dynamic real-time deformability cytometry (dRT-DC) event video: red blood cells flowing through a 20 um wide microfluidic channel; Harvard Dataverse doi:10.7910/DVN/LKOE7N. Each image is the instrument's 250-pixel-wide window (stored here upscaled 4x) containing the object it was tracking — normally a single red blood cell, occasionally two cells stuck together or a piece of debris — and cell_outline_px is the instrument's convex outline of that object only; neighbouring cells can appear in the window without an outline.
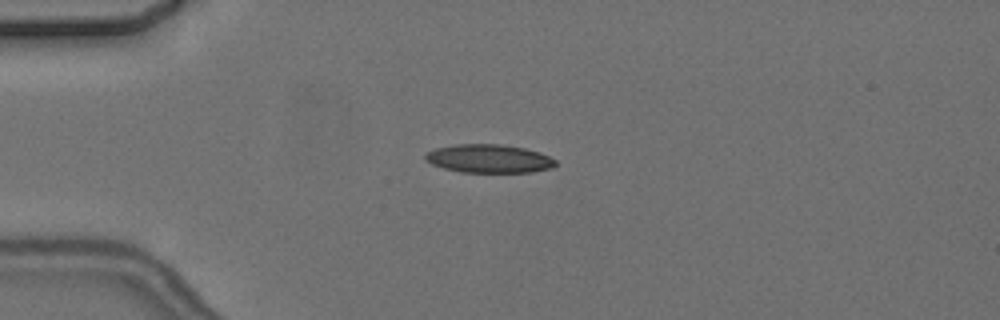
{"species": "common noctule bat (a hibernating species)", "species_latin": "Nyctalus noctula", "temperature_condition": "cold", "stored_images_in_passage": 2, "camera_frame_rate_fps": 3000, "um_per_image_px": 0.085, "animal": {"sex": "female", "body_mass_g": 24.6, "forearm_length_mm": 56.2}, "frame": {"image": 1, "passage_image": 2, "time_ms": 1.333, "image_size_px": [1000, 320], "cell_outline_px": [[556, 164], [552, 168], [532, 172], [460, 172], [444, 168], [432, 164], [424, 160], [424, 156], [428, 152], [436, 148], [456, 144], [500, 144], [524, 148], [540, 152], [556, 160]], "centroid_in_image_um": [41.56, 13.48], "position_along_channel_um": 43.4, "area_um2": 21.56}}